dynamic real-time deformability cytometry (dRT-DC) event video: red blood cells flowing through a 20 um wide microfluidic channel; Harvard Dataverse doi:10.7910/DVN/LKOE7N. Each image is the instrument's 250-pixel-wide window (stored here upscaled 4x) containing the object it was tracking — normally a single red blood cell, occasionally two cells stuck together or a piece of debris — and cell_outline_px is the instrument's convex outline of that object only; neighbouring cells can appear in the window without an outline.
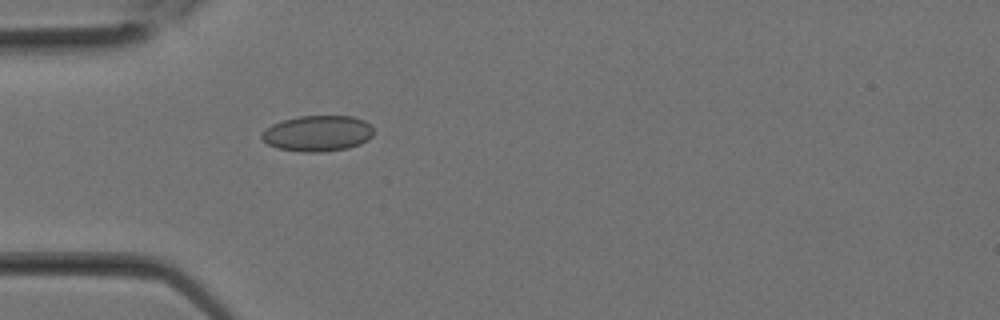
{"species": "Egyptian fruit bat (a non-hibernating species)", "species_latin": "Rousettus aegyptiacus", "temperature_condition": "room temperature", "stored_images_in_passage": 8, "camera_frame_rate_fps": 3000, "um_per_image_px": 0.085, "animal": {"sex": "female"}, "frame": {"image": 1, "passage_image": 8, "time_ms": 2.333, "image_size_px": [1000, 320], "cell_outline_px": [[372, 136], [368, 140], [360, 144], [348, 148], [320, 152], [304, 152], [276, 148], [268, 144], [260, 136], [260, 132], [272, 124], [284, 120], [300, 116], [352, 116], [364, 120], [372, 128]], "centroid_in_image_um": [26.98, 11.34], "position_along_channel_um": 58.0, "area_um2": 23.35}}